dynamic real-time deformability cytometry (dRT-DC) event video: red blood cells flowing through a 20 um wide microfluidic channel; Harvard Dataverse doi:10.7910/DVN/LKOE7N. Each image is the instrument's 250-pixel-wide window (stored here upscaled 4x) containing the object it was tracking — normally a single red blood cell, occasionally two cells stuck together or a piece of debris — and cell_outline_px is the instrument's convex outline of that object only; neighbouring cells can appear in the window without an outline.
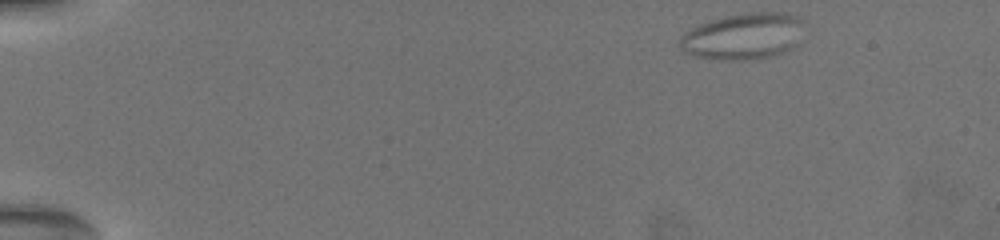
{"species": "common noctule bat (a hibernating species)", "species_latin": "Nyctalus noctula", "temperature_condition": "warm", "stored_images_in_passage": 71, "camera_frame_rate_fps": 3000, "um_per_image_px": 0.085, "animal": {"sex": "female", "body_mass_g": 19.5, "forearm_length_mm": 54.1}, "frame": {"image": 1, "passage_image": 1, "time_ms": 0.0, "image_size_px": [1000, 240], "cell_outline_px": [[804, 20], [796, 44], [792, 48], [768, 56], [744, 60], [732, 60], [700, 56], [688, 52], [680, 48], [680, 36], [692, 28], [708, 20], [728, 16], [752, 12], [780, 12], [796, 16]], "centroid_in_image_um": [63.19, 3.06], "position_along_channel_um": 21.8, "area_um2": 32.77}}
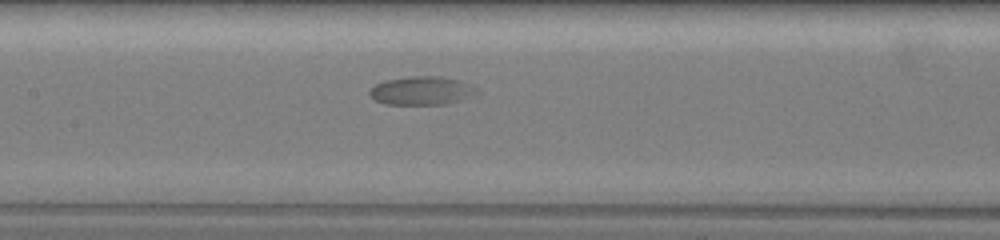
{"frame": {"image": 2, "passage_image": 30, "time_ms": 8.0, "image_size_px": [1000, 240], "cell_outline_px": [[480, 92], [460, 100], [448, 104], [388, 104], [376, 100], [368, 92], [376, 84], [388, 80], [408, 76], [444, 76], [460, 80], [472, 84], [480, 88]], "centroid_in_image_um": [35.94, 7.69], "position_along_channel_um": 171.5, "area_um2": 17.86}}
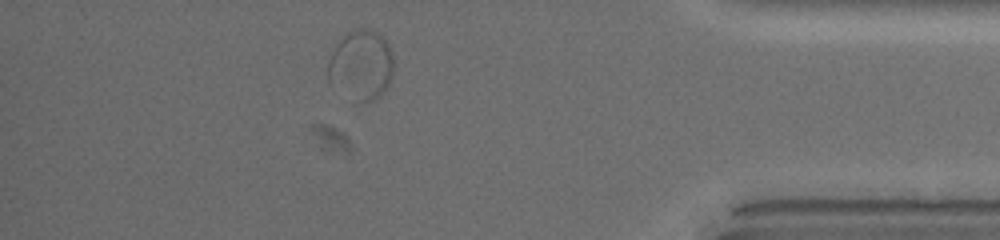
{"frame": {"image": 3, "passage_image": 64, "time_ms": 15.667, "image_size_px": [1000, 240], "cell_outline_px": [[392, 76], [388, 84], [372, 100], [364, 104], [328, 80], [328, 60], [336, 44], [348, 32], [356, 28], [368, 28], [376, 32], [388, 44], [392, 52]], "centroid_in_image_um": [30.69, 5.47], "position_along_channel_um": 404.5, "area_um2": 25.89}}